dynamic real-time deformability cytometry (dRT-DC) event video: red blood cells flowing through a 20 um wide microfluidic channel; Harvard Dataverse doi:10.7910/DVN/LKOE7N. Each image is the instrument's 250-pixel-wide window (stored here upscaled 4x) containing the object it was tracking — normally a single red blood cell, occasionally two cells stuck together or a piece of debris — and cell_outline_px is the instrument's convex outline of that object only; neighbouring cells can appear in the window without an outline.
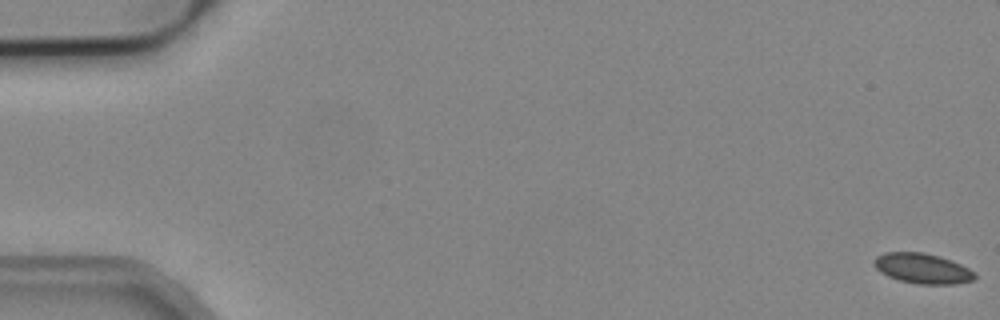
{"species": "common noctule bat (a hibernating species)", "species_latin": "Nyctalus noctula", "temperature_condition": "cold", "stored_images_in_passage": 6, "camera_frame_rate_fps": 3000, "um_per_image_px": 0.085, "animal": {"sex": "male", "body_mass_g": 19.2, "forearm_length_mm": 51.8}, "frame": {"image": 1, "passage_image": 1, "time_ms": 0.0, "image_size_px": [1000, 320], "cell_outline_px": [[976, 280], [956, 284], [920, 284], [900, 280], [888, 276], [880, 272], [872, 264], [872, 260], [876, 256], [884, 252], [924, 252], [940, 256], [952, 260], [976, 272]], "centroid_in_image_um": [78.42, 22.81], "position_along_channel_um": 6.6, "area_um2": 17.98}}
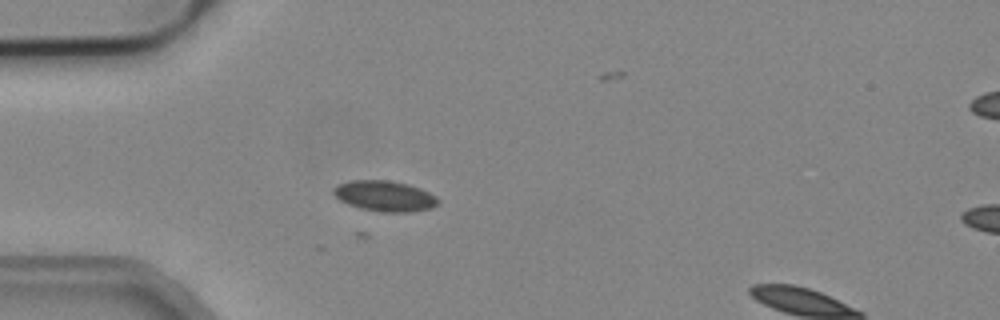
{"frame": {"image": 2, "passage_image": 5, "time_ms": 1.333, "image_size_px": [1000, 320], "cell_outline_px": [[440, 204], [432, 208], [408, 212], [384, 212], [360, 208], [348, 204], [340, 200], [332, 192], [332, 188], [348, 180], [388, 180], [408, 184], [420, 188], [436, 196], [440, 200]], "centroid_in_image_um": [32.72, 16.66], "position_along_channel_um": 52.3, "area_um2": 18.73}}